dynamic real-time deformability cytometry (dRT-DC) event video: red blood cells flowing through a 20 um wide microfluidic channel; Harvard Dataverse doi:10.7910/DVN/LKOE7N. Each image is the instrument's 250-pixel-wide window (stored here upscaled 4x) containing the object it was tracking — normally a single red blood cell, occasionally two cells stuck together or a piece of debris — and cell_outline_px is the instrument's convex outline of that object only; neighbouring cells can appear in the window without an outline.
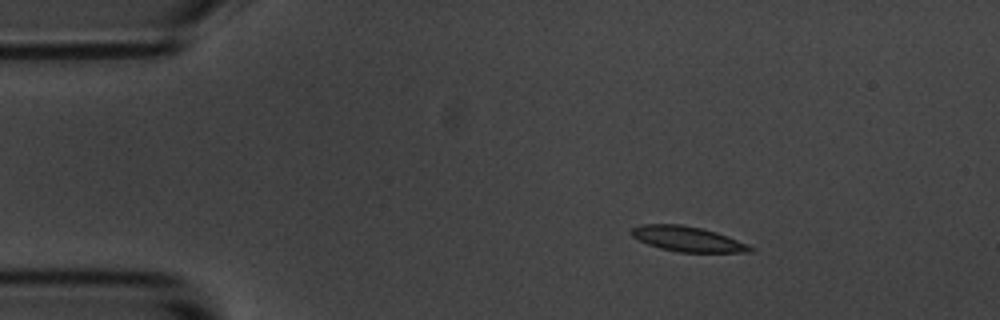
{"species": "common noctule bat (a hibernating species)", "species_latin": "Nyctalus noctula", "temperature_condition": "room temperature", "stored_images_in_passage": 3, "camera_frame_rate_fps": 3000, "um_per_image_px": 0.085, "animal": {"sex": "male", "body_mass_g": 20.1, "forearm_length_mm": 53.5}, "frame": {"image": 1, "passage_image": 1, "time_ms": 0.0, "image_size_px": [1000, 320], "cell_outline_px": [[756, 248], [752, 252], [680, 252], [660, 248], [648, 244], [632, 236], [628, 232], [632, 228], [640, 224], [680, 224], [704, 228], [716, 232], [748, 244]], "centroid_in_image_um": [58.44, 20.3], "position_along_channel_um": 26.6, "area_um2": 17.46}}